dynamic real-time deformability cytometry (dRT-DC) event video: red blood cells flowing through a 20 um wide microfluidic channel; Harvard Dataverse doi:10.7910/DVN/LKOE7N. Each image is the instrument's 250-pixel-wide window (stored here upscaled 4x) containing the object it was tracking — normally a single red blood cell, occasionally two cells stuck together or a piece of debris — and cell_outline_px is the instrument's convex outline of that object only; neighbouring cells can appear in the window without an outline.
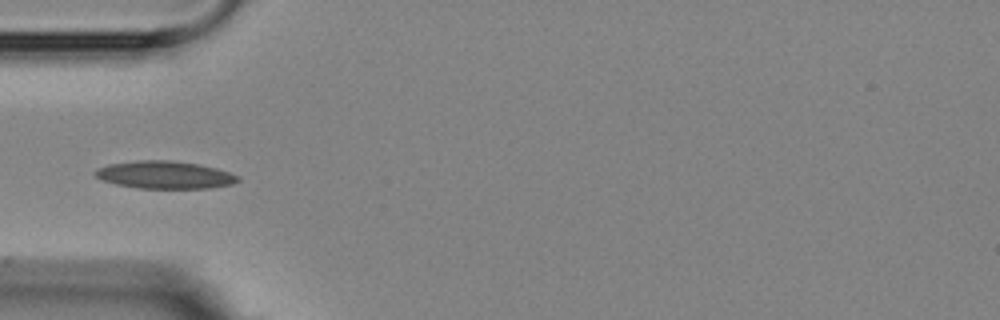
{"species": "Egyptian fruit bat (a non-hibernating species)", "species_latin": "Rousettus aegyptiacus", "temperature_condition": "room temperature", "stored_images_in_passage": 1, "camera_frame_rate_fps": 3000, "um_per_image_px": 0.085, "animal": {"sex": "female"}, "frame": {"image": 1, "passage_image": 1, "time_ms": 0.0, "image_size_px": [1000, 320], "cell_outline_px": [[240, 180], [232, 184], [208, 188], [136, 188], [116, 184], [100, 180], [92, 172], [96, 168], [108, 164], [140, 160], [168, 160], [196, 164], [216, 168], [240, 176]], "centroid_in_image_um": [13.96, 14.86], "position_along_channel_um": 71.0, "area_um2": 22.95}}